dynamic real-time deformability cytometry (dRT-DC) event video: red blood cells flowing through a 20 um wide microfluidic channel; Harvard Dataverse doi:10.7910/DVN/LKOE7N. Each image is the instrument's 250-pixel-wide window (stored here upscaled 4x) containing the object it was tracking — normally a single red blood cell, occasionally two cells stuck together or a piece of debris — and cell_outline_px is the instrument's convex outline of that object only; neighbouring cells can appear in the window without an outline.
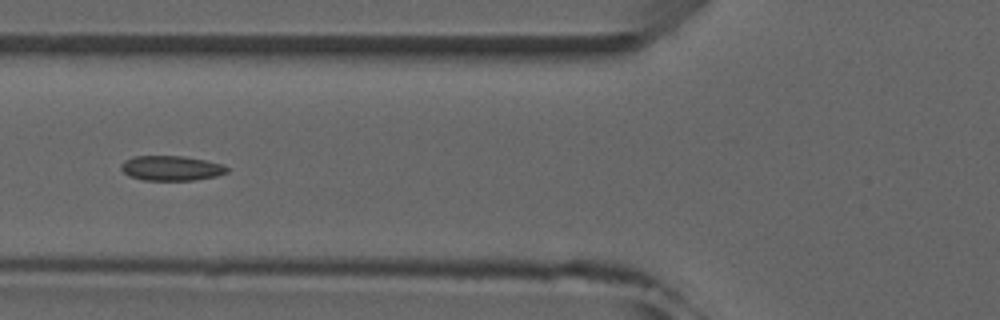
{"species": "common noctule bat (a hibernating species)", "species_latin": "Nyctalus noctula", "temperature_condition": "room temperature", "stored_images_in_passage": 5, "camera_frame_rate_fps": 3000, "um_per_image_px": 0.085, "animal": {"sex": "male", "forearm_length_mm": 52.5}, "frame": {"image": 1, "passage_image": 4, "time_ms": 4.333, "image_size_px": [1000, 320], "cell_outline_px": [[228, 172], [216, 176], [192, 180], [144, 180], [132, 176], [124, 172], [120, 168], [120, 164], [124, 160], [136, 156], [184, 156], [224, 164], [228, 168]], "centroid_in_image_um": [14.57, 14.29], "position_along_channel_um": 111.2, "area_um2": 15.26}}
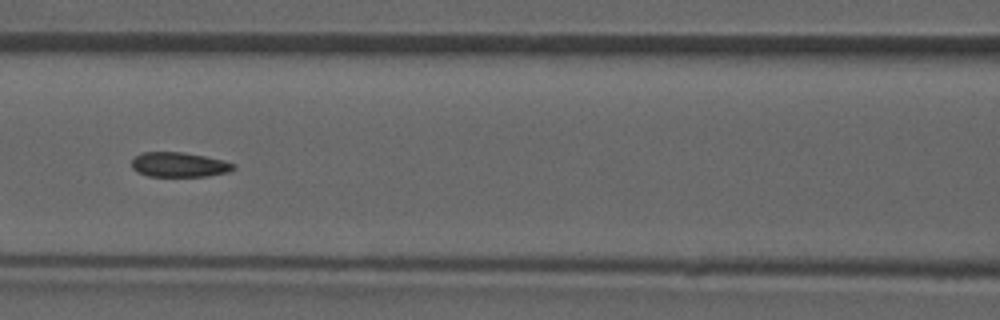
{"frame": {"image": 2, "passage_image": 5, "time_ms": 5.333, "image_size_px": [1000, 320], "cell_outline_px": [[236, 168], [228, 172], [208, 176], [148, 176], [136, 172], [132, 168], [132, 160], [136, 156], [144, 152], [184, 152], [224, 160], [236, 164]], "centroid_in_image_um": [15.25, 14.0], "position_along_channel_um": 151.4, "area_um2": 14.74}}